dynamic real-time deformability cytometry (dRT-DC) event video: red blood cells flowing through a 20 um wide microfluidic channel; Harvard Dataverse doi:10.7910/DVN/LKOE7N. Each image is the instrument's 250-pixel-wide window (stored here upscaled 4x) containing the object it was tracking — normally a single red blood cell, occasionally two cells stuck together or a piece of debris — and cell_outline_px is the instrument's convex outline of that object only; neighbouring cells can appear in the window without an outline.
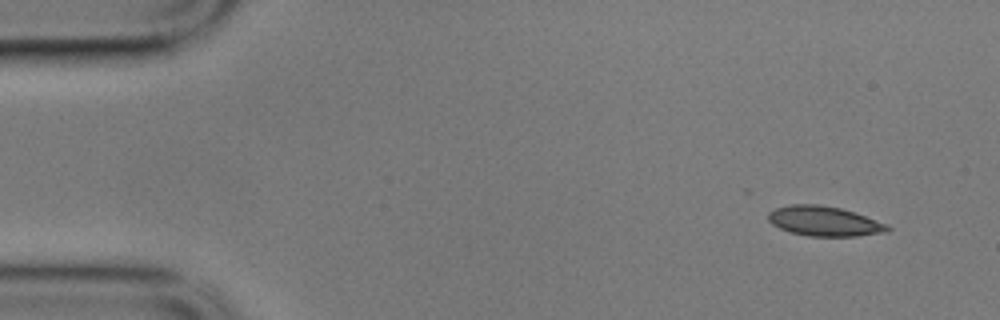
{"species": "common noctule bat (a hibernating species)", "species_latin": "Nyctalus noctula", "temperature_condition": "cold", "stored_images_in_passage": 4, "camera_frame_rate_fps": 3000, "um_per_image_px": 0.085, "animal": {"sex": "male", "body_mass_g": 17.9}, "frame": {"image": 1, "passage_image": 1, "time_ms": 0.0, "image_size_px": [1000, 320], "cell_outline_px": [[892, 228], [888, 232], [856, 236], [808, 236], [792, 232], [780, 228], [772, 224], [768, 220], [768, 212], [776, 208], [792, 204], [816, 204], [840, 208], [888, 224]], "centroid_in_image_um": [70.07, 18.8], "position_along_channel_um": 14.9, "area_um2": 20.58}}
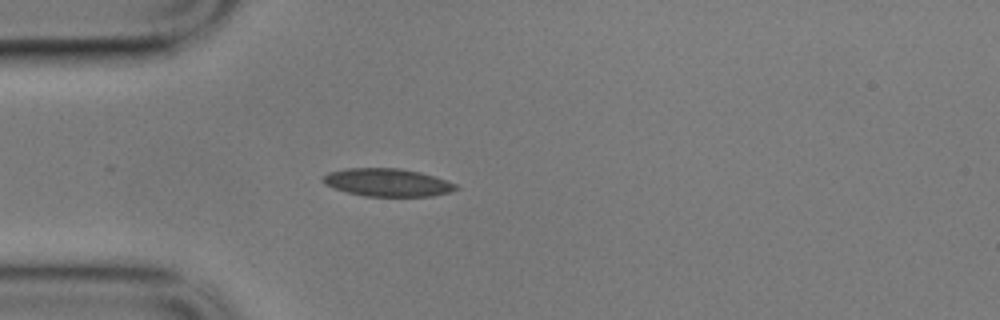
{"frame": {"image": 2, "passage_image": 4, "time_ms": 1.0, "image_size_px": [1000, 320], "cell_outline_px": [[460, 188], [448, 192], [432, 196], [364, 196], [348, 192], [324, 184], [320, 180], [320, 176], [328, 172], [344, 168], [400, 168], [420, 172], [456, 184]], "centroid_in_image_um": [32.86, 15.5], "position_along_channel_um": 52.1, "area_um2": 21.56}}